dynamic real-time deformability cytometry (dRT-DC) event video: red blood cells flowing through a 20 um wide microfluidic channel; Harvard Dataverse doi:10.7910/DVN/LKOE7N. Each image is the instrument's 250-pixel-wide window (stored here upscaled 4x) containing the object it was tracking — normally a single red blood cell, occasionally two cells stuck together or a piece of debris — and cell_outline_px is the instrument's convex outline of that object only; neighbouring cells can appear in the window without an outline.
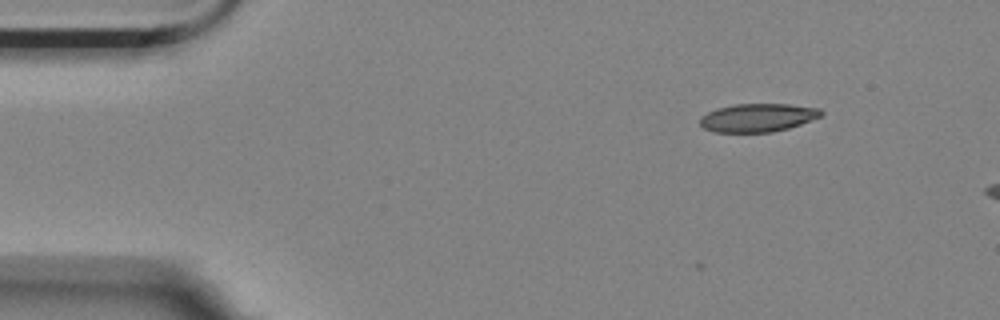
{"species": "Egyptian fruit bat (a non-hibernating species)", "species_latin": "Rousettus aegyptiacus", "temperature_condition": "room temperature", "stored_images_in_passage": 2, "camera_frame_rate_fps": 3000, "um_per_image_px": 0.085, "animal": {"sex": "female"}, "frame": {"image": 1, "passage_image": 2, "time_ms": 0.333, "image_size_px": [1000, 320], "cell_outline_px": [[824, 116], [788, 128], [772, 132], [712, 132], [704, 128], [700, 124], [700, 116], [716, 108], [736, 104], [788, 104], [820, 108], [824, 112]], "centroid_in_image_um": [64.43, 10.0], "position_along_channel_um": 20.6, "area_um2": 20.11}}